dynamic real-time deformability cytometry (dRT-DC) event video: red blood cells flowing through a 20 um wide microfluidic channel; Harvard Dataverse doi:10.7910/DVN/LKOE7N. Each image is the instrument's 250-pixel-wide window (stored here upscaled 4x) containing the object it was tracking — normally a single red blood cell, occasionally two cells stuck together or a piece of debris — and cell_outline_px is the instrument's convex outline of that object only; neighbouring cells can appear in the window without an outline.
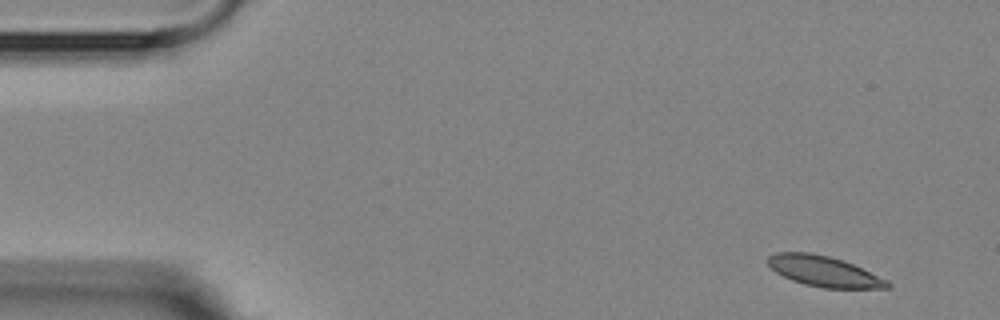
{"species": "Egyptian fruit bat (a non-hibernating species)", "species_latin": "Rousettus aegyptiacus", "temperature_condition": "room temperature", "stored_images_in_passage": 4, "camera_frame_rate_fps": 3000, "um_per_image_px": 0.085, "animal": {"sex": "female"}, "frame": {"image": 1, "passage_image": 1, "time_ms": 0.0, "image_size_px": [1000, 320], "cell_outline_px": [[892, 284], [888, 288], [820, 288], [804, 284], [792, 280], [776, 272], [764, 260], [768, 256], [776, 252], [808, 252], [828, 256], [844, 260], [888, 280]], "centroid_in_image_um": [70.02, 23.06], "position_along_channel_um": 15.0, "area_um2": 21.33}}
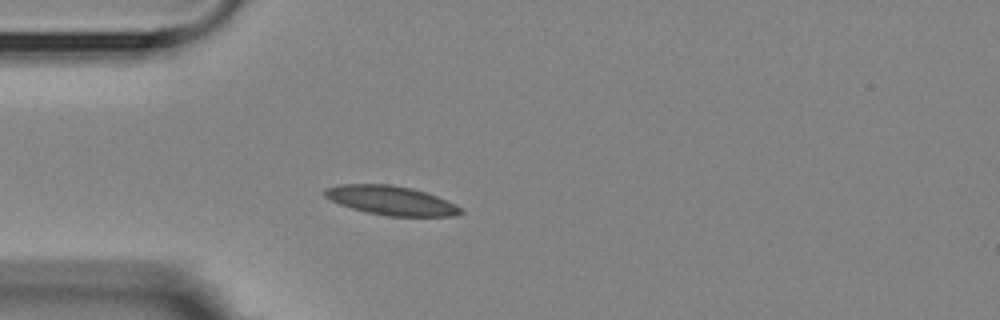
{"frame": {"image": 2, "passage_image": 4, "time_ms": 3.667, "image_size_px": [1000, 320], "cell_outline_px": [[464, 212], [456, 216], [388, 216], [368, 212], [352, 208], [340, 204], [324, 196], [320, 192], [324, 188], [340, 184], [388, 184], [412, 188], [436, 196], [456, 204], [464, 208]], "centroid_in_image_um": [33.24, 17.03], "position_along_channel_um": 51.8, "area_um2": 23.12}}